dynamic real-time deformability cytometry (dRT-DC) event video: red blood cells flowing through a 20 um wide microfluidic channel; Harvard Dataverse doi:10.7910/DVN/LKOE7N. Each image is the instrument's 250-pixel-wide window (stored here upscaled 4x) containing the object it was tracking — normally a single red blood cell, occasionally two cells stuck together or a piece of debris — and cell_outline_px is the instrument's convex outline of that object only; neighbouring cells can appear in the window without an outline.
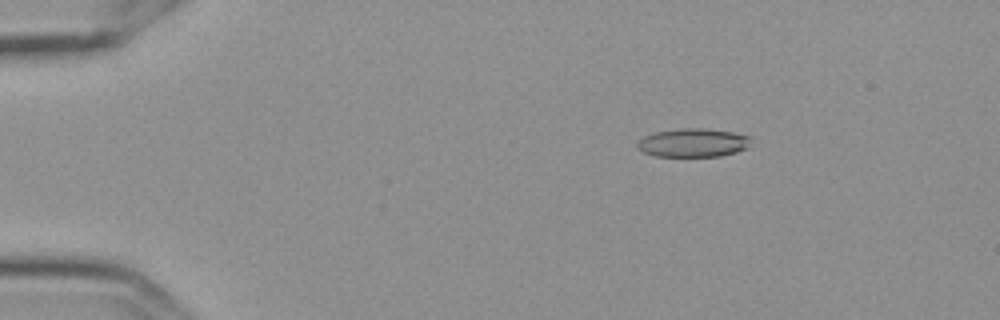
{"species": "Egyptian fruit bat (a non-hibernating species)", "species_latin": "Rousettus aegyptiacus", "temperature_condition": "cold", "stored_images_in_passage": 58, "camera_frame_rate_fps": 3000, "um_per_image_px": 0.085, "frame": {"image": 1, "passage_image": 10, "time_ms": 3.0, "image_size_px": [1000, 320], "cell_outline_px": [[752, 136], [748, 148], [736, 152], [720, 156], [656, 156], [644, 152], [636, 148], [636, 144], [644, 136], [656, 132], [680, 128], [704, 128], [732, 132]], "centroid_in_image_um": [58.93, 12.13], "position_along_channel_um": 26.1, "area_um2": 18.96}}
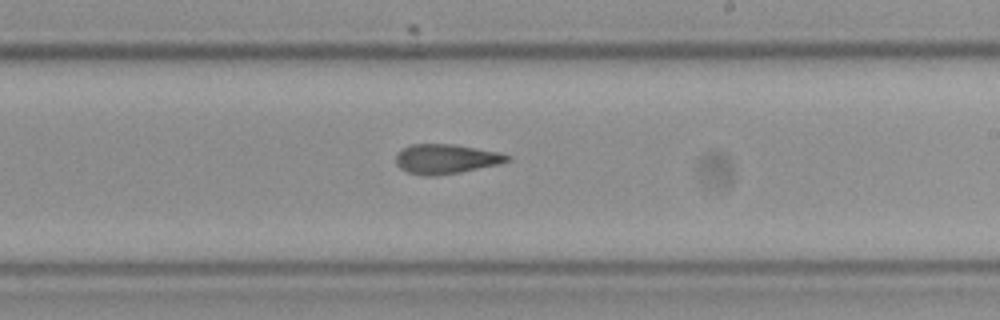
{"frame": {"image": 2, "passage_image": 35, "time_ms": 11.333, "image_size_px": [1000, 320], "cell_outline_px": [[512, 156], [508, 160], [496, 164], [460, 172], [436, 176], [428, 176], [408, 172], [400, 168], [396, 164], [396, 152], [412, 144], [456, 144], [500, 152]], "centroid_in_image_um": [37.88, 13.5], "position_along_channel_um": 251.1, "area_um2": 19.13}}
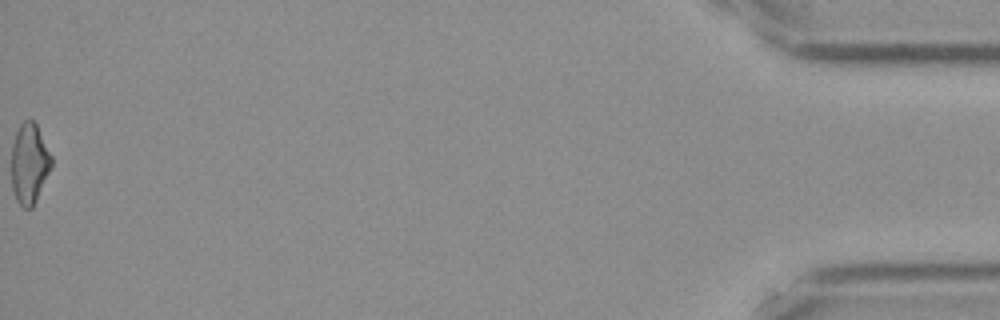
{"frame": {"image": 3, "passage_image": 58, "time_ms": 19.0, "image_size_px": [1000, 320], "cell_outline_px": [[52, 164], [36, 200], [32, 208], [24, 208], [16, 200], [12, 188], [12, 144], [16, 132], [20, 124], [24, 120], [32, 120], [36, 124], [52, 156]], "centroid_in_image_um": [2.49, 13.89], "position_along_channel_um": 432.7, "area_um2": 18.5}, "authors_computed_cell_mechanics": {"area_um2": 19.0451, "velocity_mm_per_s": 3.5984, "shape_relaxation_time_tau1_ms": null, "shape_relaxation_time_tau2_ms": 2.5841, "deformation_change_tau1": null, "deformation_change_tau2": 0.1196}}